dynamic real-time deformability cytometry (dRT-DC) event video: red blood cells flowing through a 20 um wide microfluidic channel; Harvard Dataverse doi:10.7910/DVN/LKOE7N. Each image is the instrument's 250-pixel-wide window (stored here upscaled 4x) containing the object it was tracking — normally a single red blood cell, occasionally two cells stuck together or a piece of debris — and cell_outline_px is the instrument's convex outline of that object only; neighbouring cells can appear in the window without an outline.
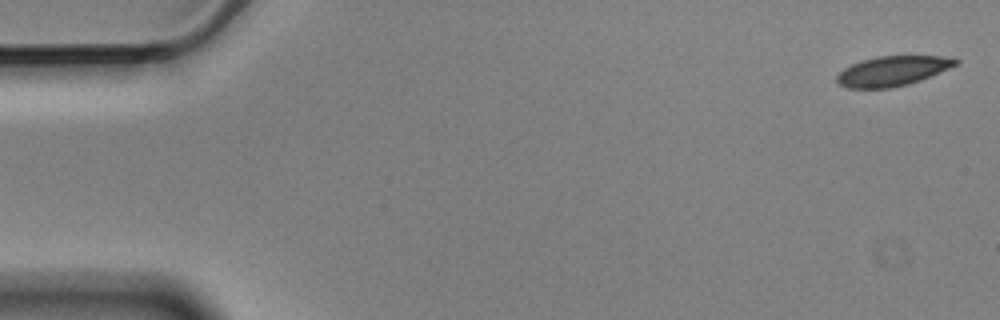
{"species": "Egyptian fruit bat (a non-hibernating species)", "species_latin": "Rousettus aegyptiacus", "temperature_condition": "cold", "stored_images_in_passage": 5, "camera_frame_rate_fps": 3000, "um_per_image_px": 0.085, "animal": {"sex": "male"}, "frame": {"image": 1, "passage_image": 1, "time_ms": 0.0, "image_size_px": [1000, 320], "cell_outline_px": [[960, 60], [956, 64], [948, 68], [920, 80], [908, 84], [892, 88], [848, 88], [840, 84], [836, 80], [836, 76], [844, 68], [852, 64], [876, 56], [940, 56]], "centroid_in_image_um": [75.82, 6.04], "position_along_channel_um": 9.2, "area_um2": 20.29}}